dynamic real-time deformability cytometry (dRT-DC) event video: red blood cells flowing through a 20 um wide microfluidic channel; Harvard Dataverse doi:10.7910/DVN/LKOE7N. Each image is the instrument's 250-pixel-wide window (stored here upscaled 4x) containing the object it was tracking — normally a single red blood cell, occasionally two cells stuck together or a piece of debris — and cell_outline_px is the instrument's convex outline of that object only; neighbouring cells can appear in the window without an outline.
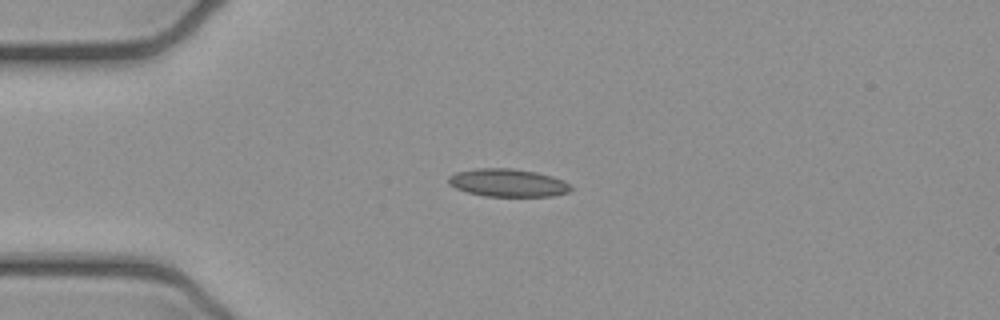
{"species": "common noctule bat (a hibernating species)", "species_latin": "Nyctalus noctula", "temperature_condition": "cold", "stored_images_in_passage": 8, "camera_frame_rate_fps": 3000, "um_per_image_px": 0.085, "animal": {"sex": "female", "body_mass_g": 21.9}, "frame": {"image": 1, "passage_image": 3, "time_ms": 0.667, "image_size_px": [1000, 320], "cell_outline_px": [[572, 188], [568, 192], [552, 196], [484, 196], [468, 192], [456, 188], [448, 184], [448, 176], [456, 172], [476, 168], [512, 168], [536, 172], [552, 176], [564, 180]], "centroid_in_image_um": [43.15, 15.53], "position_along_channel_um": 41.9, "area_um2": 19.88}}
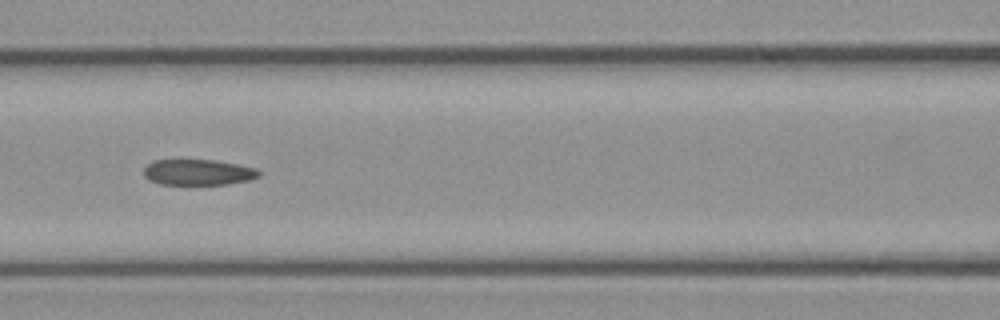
{"frame": {"image": 2, "passage_image": 6, "time_ms": 1.667, "image_size_px": [1000, 320], "cell_outline_px": [[260, 176], [248, 180], [228, 184], [160, 184], [148, 180], [144, 176], [144, 168], [152, 160], [216, 160], [256, 168], [260, 172]], "centroid_in_image_um": [16.82, 14.64], "position_along_channel_um": 149.8, "area_um2": 17.28}}
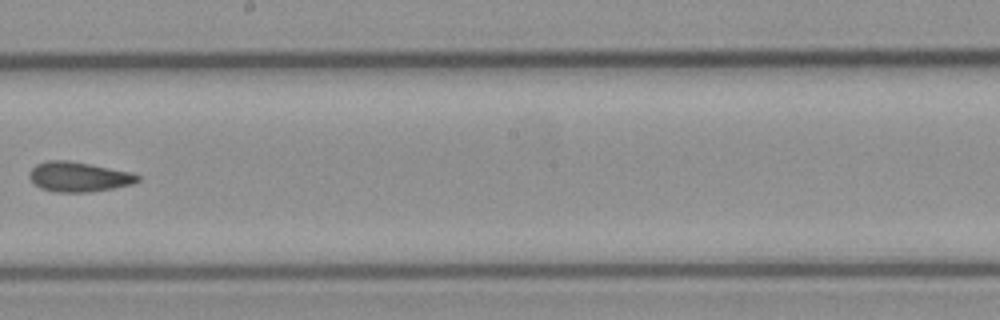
{"frame": {"image": 3, "passage_image": 8, "time_ms": 2.333, "image_size_px": [1000, 320], "cell_outline_px": [[140, 180], [132, 184], [112, 188], [88, 192], [56, 192], [40, 188], [28, 176], [28, 172], [36, 164], [48, 160], [68, 160], [132, 172], [140, 176]], "centroid_in_image_um": [6.68, 15.02], "position_along_channel_um": 241.5, "area_um2": 18.79}}